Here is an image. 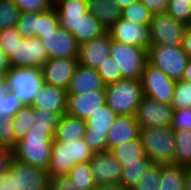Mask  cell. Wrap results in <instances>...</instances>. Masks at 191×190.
<instances>
[{
    "instance_id": "cell-1",
    "label": "cell",
    "mask_w": 191,
    "mask_h": 190,
    "mask_svg": "<svg viewBox=\"0 0 191 190\" xmlns=\"http://www.w3.org/2000/svg\"><path fill=\"white\" fill-rule=\"evenodd\" d=\"M53 144V135L45 128L31 127L25 137L18 141L12 150V157L48 170L51 148Z\"/></svg>"
},
{
    "instance_id": "cell-2",
    "label": "cell",
    "mask_w": 191,
    "mask_h": 190,
    "mask_svg": "<svg viewBox=\"0 0 191 190\" xmlns=\"http://www.w3.org/2000/svg\"><path fill=\"white\" fill-rule=\"evenodd\" d=\"M94 152L85 139L79 141H56L53 139L49 163V177L68 175L77 163L90 162Z\"/></svg>"
},
{
    "instance_id": "cell-3",
    "label": "cell",
    "mask_w": 191,
    "mask_h": 190,
    "mask_svg": "<svg viewBox=\"0 0 191 190\" xmlns=\"http://www.w3.org/2000/svg\"><path fill=\"white\" fill-rule=\"evenodd\" d=\"M139 137L146 156L156 164H173L175 137L171 126L140 128Z\"/></svg>"
},
{
    "instance_id": "cell-4",
    "label": "cell",
    "mask_w": 191,
    "mask_h": 190,
    "mask_svg": "<svg viewBox=\"0 0 191 190\" xmlns=\"http://www.w3.org/2000/svg\"><path fill=\"white\" fill-rule=\"evenodd\" d=\"M106 104L117 115H134L143 97L141 80L122 79L105 86Z\"/></svg>"
},
{
    "instance_id": "cell-5",
    "label": "cell",
    "mask_w": 191,
    "mask_h": 190,
    "mask_svg": "<svg viewBox=\"0 0 191 190\" xmlns=\"http://www.w3.org/2000/svg\"><path fill=\"white\" fill-rule=\"evenodd\" d=\"M10 190H49V172L12 157L8 170L2 175Z\"/></svg>"
},
{
    "instance_id": "cell-6",
    "label": "cell",
    "mask_w": 191,
    "mask_h": 190,
    "mask_svg": "<svg viewBox=\"0 0 191 190\" xmlns=\"http://www.w3.org/2000/svg\"><path fill=\"white\" fill-rule=\"evenodd\" d=\"M44 84L41 68H14L6 73V85L24 106H31Z\"/></svg>"
},
{
    "instance_id": "cell-7",
    "label": "cell",
    "mask_w": 191,
    "mask_h": 190,
    "mask_svg": "<svg viewBox=\"0 0 191 190\" xmlns=\"http://www.w3.org/2000/svg\"><path fill=\"white\" fill-rule=\"evenodd\" d=\"M188 60L182 46L151 45L148 51V62L175 81L182 79Z\"/></svg>"
},
{
    "instance_id": "cell-8",
    "label": "cell",
    "mask_w": 191,
    "mask_h": 190,
    "mask_svg": "<svg viewBox=\"0 0 191 190\" xmlns=\"http://www.w3.org/2000/svg\"><path fill=\"white\" fill-rule=\"evenodd\" d=\"M110 57L118 64L122 79L140 80L148 62V51L112 40Z\"/></svg>"
},
{
    "instance_id": "cell-9",
    "label": "cell",
    "mask_w": 191,
    "mask_h": 190,
    "mask_svg": "<svg viewBox=\"0 0 191 190\" xmlns=\"http://www.w3.org/2000/svg\"><path fill=\"white\" fill-rule=\"evenodd\" d=\"M143 96L160 103L171 104L176 81L147 62L141 76Z\"/></svg>"
},
{
    "instance_id": "cell-10",
    "label": "cell",
    "mask_w": 191,
    "mask_h": 190,
    "mask_svg": "<svg viewBox=\"0 0 191 190\" xmlns=\"http://www.w3.org/2000/svg\"><path fill=\"white\" fill-rule=\"evenodd\" d=\"M117 116L105 104L86 120L87 131L84 139L94 153L107 151L108 131L111 129Z\"/></svg>"
},
{
    "instance_id": "cell-11",
    "label": "cell",
    "mask_w": 191,
    "mask_h": 190,
    "mask_svg": "<svg viewBox=\"0 0 191 190\" xmlns=\"http://www.w3.org/2000/svg\"><path fill=\"white\" fill-rule=\"evenodd\" d=\"M186 27L166 12L152 14L150 21L152 45L181 46Z\"/></svg>"
},
{
    "instance_id": "cell-12",
    "label": "cell",
    "mask_w": 191,
    "mask_h": 190,
    "mask_svg": "<svg viewBox=\"0 0 191 190\" xmlns=\"http://www.w3.org/2000/svg\"><path fill=\"white\" fill-rule=\"evenodd\" d=\"M11 67L42 68L49 56L39 38L22 39L13 52L8 55Z\"/></svg>"
},
{
    "instance_id": "cell-13",
    "label": "cell",
    "mask_w": 191,
    "mask_h": 190,
    "mask_svg": "<svg viewBox=\"0 0 191 190\" xmlns=\"http://www.w3.org/2000/svg\"><path fill=\"white\" fill-rule=\"evenodd\" d=\"M107 33L114 41L141 47L146 51H149L152 45L150 25L133 24L120 18L109 28Z\"/></svg>"
},
{
    "instance_id": "cell-14",
    "label": "cell",
    "mask_w": 191,
    "mask_h": 190,
    "mask_svg": "<svg viewBox=\"0 0 191 190\" xmlns=\"http://www.w3.org/2000/svg\"><path fill=\"white\" fill-rule=\"evenodd\" d=\"M171 104L160 103L143 96L135 114L140 128L171 126L173 118Z\"/></svg>"
},
{
    "instance_id": "cell-15",
    "label": "cell",
    "mask_w": 191,
    "mask_h": 190,
    "mask_svg": "<svg viewBox=\"0 0 191 190\" xmlns=\"http://www.w3.org/2000/svg\"><path fill=\"white\" fill-rule=\"evenodd\" d=\"M77 65V58H49L41 68L44 83L67 90Z\"/></svg>"
},
{
    "instance_id": "cell-16",
    "label": "cell",
    "mask_w": 191,
    "mask_h": 190,
    "mask_svg": "<svg viewBox=\"0 0 191 190\" xmlns=\"http://www.w3.org/2000/svg\"><path fill=\"white\" fill-rule=\"evenodd\" d=\"M105 104V90L91 91L84 94H67L66 113L87 120Z\"/></svg>"
},
{
    "instance_id": "cell-17",
    "label": "cell",
    "mask_w": 191,
    "mask_h": 190,
    "mask_svg": "<svg viewBox=\"0 0 191 190\" xmlns=\"http://www.w3.org/2000/svg\"><path fill=\"white\" fill-rule=\"evenodd\" d=\"M90 168L96 185L120 183L123 167L109 151L95 152Z\"/></svg>"
},
{
    "instance_id": "cell-18",
    "label": "cell",
    "mask_w": 191,
    "mask_h": 190,
    "mask_svg": "<svg viewBox=\"0 0 191 190\" xmlns=\"http://www.w3.org/2000/svg\"><path fill=\"white\" fill-rule=\"evenodd\" d=\"M112 39L108 33L78 45L77 61L81 66L98 69L110 56Z\"/></svg>"
},
{
    "instance_id": "cell-19",
    "label": "cell",
    "mask_w": 191,
    "mask_h": 190,
    "mask_svg": "<svg viewBox=\"0 0 191 190\" xmlns=\"http://www.w3.org/2000/svg\"><path fill=\"white\" fill-rule=\"evenodd\" d=\"M49 58H77L78 43L75 37L65 29L45 34L40 38Z\"/></svg>"
},
{
    "instance_id": "cell-20",
    "label": "cell",
    "mask_w": 191,
    "mask_h": 190,
    "mask_svg": "<svg viewBox=\"0 0 191 190\" xmlns=\"http://www.w3.org/2000/svg\"><path fill=\"white\" fill-rule=\"evenodd\" d=\"M60 28L70 34L78 32V23L88 13L87 0H53Z\"/></svg>"
},
{
    "instance_id": "cell-21",
    "label": "cell",
    "mask_w": 191,
    "mask_h": 190,
    "mask_svg": "<svg viewBox=\"0 0 191 190\" xmlns=\"http://www.w3.org/2000/svg\"><path fill=\"white\" fill-rule=\"evenodd\" d=\"M67 90L44 83L38 91L31 106L34 109H43L61 116L66 113Z\"/></svg>"
},
{
    "instance_id": "cell-22",
    "label": "cell",
    "mask_w": 191,
    "mask_h": 190,
    "mask_svg": "<svg viewBox=\"0 0 191 190\" xmlns=\"http://www.w3.org/2000/svg\"><path fill=\"white\" fill-rule=\"evenodd\" d=\"M140 127L134 115H118L108 131L107 151L139 137Z\"/></svg>"
},
{
    "instance_id": "cell-23",
    "label": "cell",
    "mask_w": 191,
    "mask_h": 190,
    "mask_svg": "<svg viewBox=\"0 0 191 190\" xmlns=\"http://www.w3.org/2000/svg\"><path fill=\"white\" fill-rule=\"evenodd\" d=\"M97 90H105L97 70L78 64L67 89L68 94H84Z\"/></svg>"
},
{
    "instance_id": "cell-24",
    "label": "cell",
    "mask_w": 191,
    "mask_h": 190,
    "mask_svg": "<svg viewBox=\"0 0 191 190\" xmlns=\"http://www.w3.org/2000/svg\"><path fill=\"white\" fill-rule=\"evenodd\" d=\"M86 131V120L65 113L60 117L53 139L66 143L69 141H79L84 139Z\"/></svg>"
},
{
    "instance_id": "cell-25",
    "label": "cell",
    "mask_w": 191,
    "mask_h": 190,
    "mask_svg": "<svg viewBox=\"0 0 191 190\" xmlns=\"http://www.w3.org/2000/svg\"><path fill=\"white\" fill-rule=\"evenodd\" d=\"M87 7L106 31L121 18L122 9L114 0H87Z\"/></svg>"
},
{
    "instance_id": "cell-26",
    "label": "cell",
    "mask_w": 191,
    "mask_h": 190,
    "mask_svg": "<svg viewBox=\"0 0 191 190\" xmlns=\"http://www.w3.org/2000/svg\"><path fill=\"white\" fill-rule=\"evenodd\" d=\"M109 152L122 167L132 163H140L146 157L140 137L124 144L114 146Z\"/></svg>"
},
{
    "instance_id": "cell-27",
    "label": "cell",
    "mask_w": 191,
    "mask_h": 190,
    "mask_svg": "<svg viewBox=\"0 0 191 190\" xmlns=\"http://www.w3.org/2000/svg\"><path fill=\"white\" fill-rule=\"evenodd\" d=\"M186 168L173 164H161L158 190H184Z\"/></svg>"
},
{
    "instance_id": "cell-28",
    "label": "cell",
    "mask_w": 191,
    "mask_h": 190,
    "mask_svg": "<svg viewBox=\"0 0 191 190\" xmlns=\"http://www.w3.org/2000/svg\"><path fill=\"white\" fill-rule=\"evenodd\" d=\"M105 33H107V31L102 24L88 12L79 20L78 32H75L73 36L78 45H81L92 39L99 38Z\"/></svg>"
},
{
    "instance_id": "cell-29",
    "label": "cell",
    "mask_w": 191,
    "mask_h": 190,
    "mask_svg": "<svg viewBox=\"0 0 191 190\" xmlns=\"http://www.w3.org/2000/svg\"><path fill=\"white\" fill-rule=\"evenodd\" d=\"M175 152L173 165L191 169V130L174 132Z\"/></svg>"
},
{
    "instance_id": "cell-30",
    "label": "cell",
    "mask_w": 191,
    "mask_h": 190,
    "mask_svg": "<svg viewBox=\"0 0 191 190\" xmlns=\"http://www.w3.org/2000/svg\"><path fill=\"white\" fill-rule=\"evenodd\" d=\"M152 164L153 162L146 156L140 163H132L124 166L122 168L120 184L128 190H133Z\"/></svg>"
},
{
    "instance_id": "cell-31",
    "label": "cell",
    "mask_w": 191,
    "mask_h": 190,
    "mask_svg": "<svg viewBox=\"0 0 191 190\" xmlns=\"http://www.w3.org/2000/svg\"><path fill=\"white\" fill-rule=\"evenodd\" d=\"M68 176L76 186V190H91L97 187L90 168V162L75 164Z\"/></svg>"
},
{
    "instance_id": "cell-32",
    "label": "cell",
    "mask_w": 191,
    "mask_h": 190,
    "mask_svg": "<svg viewBox=\"0 0 191 190\" xmlns=\"http://www.w3.org/2000/svg\"><path fill=\"white\" fill-rule=\"evenodd\" d=\"M34 118V108L32 106H23L16 113L13 117L16 142L22 140L35 124Z\"/></svg>"
},
{
    "instance_id": "cell-33",
    "label": "cell",
    "mask_w": 191,
    "mask_h": 190,
    "mask_svg": "<svg viewBox=\"0 0 191 190\" xmlns=\"http://www.w3.org/2000/svg\"><path fill=\"white\" fill-rule=\"evenodd\" d=\"M59 28V18L54 7L38 14L36 38H44L45 34L56 32Z\"/></svg>"
},
{
    "instance_id": "cell-34",
    "label": "cell",
    "mask_w": 191,
    "mask_h": 190,
    "mask_svg": "<svg viewBox=\"0 0 191 190\" xmlns=\"http://www.w3.org/2000/svg\"><path fill=\"white\" fill-rule=\"evenodd\" d=\"M121 18L133 24L150 25L152 13L140 1H137L122 10Z\"/></svg>"
},
{
    "instance_id": "cell-35",
    "label": "cell",
    "mask_w": 191,
    "mask_h": 190,
    "mask_svg": "<svg viewBox=\"0 0 191 190\" xmlns=\"http://www.w3.org/2000/svg\"><path fill=\"white\" fill-rule=\"evenodd\" d=\"M166 13L186 26H191V3L189 0H168Z\"/></svg>"
},
{
    "instance_id": "cell-36",
    "label": "cell",
    "mask_w": 191,
    "mask_h": 190,
    "mask_svg": "<svg viewBox=\"0 0 191 190\" xmlns=\"http://www.w3.org/2000/svg\"><path fill=\"white\" fill-rule=\"evenodd\" d=\"M21 11L12 0H0V30L16 27Z\"/></svg>"
},
{
    "instance_id": "cell-37",
    "label": "cell",
    "mask_w": 191,
    "mask_h": 190,
    "mask_svg": "<svg viewBox=\"0 0 191 190\" xmlns=\"http://www.w3.org/2000/svg\"><path fill=\"white\" fill-rule=\"evenodd\" d=\"M171 106L174 110L191 108V82L176 80Z\"/></svg>"
},
{
    "instance_id": "cell-38",
    "label": "cell",
    "mask_w": 191,
    "mask_h": 190,
    "mask_svg": "<svg viewBox=\"0 0 191 190\" xmlns=\"http://www.w3.org/2000/svg\"><path fill=\"white\" fill-rule=\"evenodd\" d=\"M97 72L101 76L105 86L122 80L121 70L118 64L110 56L105 59L103 63H101L100 67L97 69Z\"/></svg>"
},
{
    "instance_id": "cell-39",
    "label": "cell",
    "mask_w": 191,
    "mask_h": 190,
    "mask_svg": "<svg viewBox=\"0 0 191 190\" xmlns=\"http://www.w3.org/2000/svg\"><path fill=\"white\" fill-rule=\"evenodd\" d=\"M34 125L32 127H40L48 130L53 136L58 126L61 115L43 109H34Z\"/></svg>"
},
{
    "instance_id": "cell-40",
    "label": "cell",
    "mask_w": 191,
    "mask_h": 190,
    "mask_svg": "<svg viewBox=\"0 0 191 190\" xmlns=\"http://www.w3.org/2000/svg\"><path fill=\"white\" fill-rule=\"evenodd\" d=\"M38 14V12L21 13L16 28L24 39L36 38Z\"/></svg>"
},
{
    "instance_id": "cell-41",
    "label": "cell",
    "mask_w": 191,
    "mask_h": 190,
    "mask_svg": "<svg viewBox=\"0 0 191 190\" xmlns=\"http://www.w3.org/2000/svg\"><path fill=\"white\" fill-rule=\"evenodd\" d=\"M16 143L13 118L0 117V147L12 151Z\"/></svg>"
},
{
    "instance_id": "cell-42",
    "label": "cell",
    "mask_w": 191,
    "mask_h": 190,
    "mask_svg": "<svg viewBox=\"0 0 191 190\" xmlns=\"http://www.w3.org/2000/svg\"><path fill=\"white\" fill-rule=\"evenodd\" d=\"M161 164L153 163L133 190H158Z\"/></svg>"
},
{
    "instance_id": "cell-43",
    "label": "cell",
    "mask_w": 191,
    "mask_h": 190,
    "mask_svg": "<svg viewBox=\"0 0 191 190\" xmlns=\"http://www.w3.org/2000/svg\"><path fill=\"white\" fill-rule=\"evenodd\" d=\"M21 13L44 12L53 7V0H12Z\"/></svg>"
},
{
    "instance_id": "cell-44",
    "label": "cell",
    "mask_w": 191,
    "mask_h": 190,
    "mask_svg": "<svg viewBox=\"0 0 191 190\" xmlns=\"http://www.w3.org/2000/svg\"><path fill=\"white\" fill-rule=\"evenodd\" d=\"M22 39L16 27L0 30V46L7 56L13 52Z\"/></svg>"
},
{
    "instance_id": "cell-45",
    "label": "cell",
    "mask_w": 191,
    "mask_h": 190,
    "mask_svg": "<svg viewBox=\"0 0 191 190\" xmlns=\"http://www.w3.org/2000/svg\"><path fill=\"white\" fill-rule=\"evenodd\" d=\"M24 105L11 91H7L5 98H0V117L13 118Z\"/></svg>"
},
{
    "instance_id": "cell-46",
    "label": "cell",
    "mask_w": 191,
    "mask_h": 190,
    "mask_svg": "<svg viewBox=\"0 0 191 190\" xmlns=\"http://www.w3.org/2000/svg\"><path fill=\"white\" fill-rule=\"evenodd\" d=\"M171 128L174 132L191 130V108L174 110Z\"/></svg>"
},
{
    "instance_id": "cell-47",
    "label": "cell",
    "mask_w": 191,
    "mask_h": 190,
    "mask_svg": "<svg viewBox=\"0 0 191 190\" xmlns=\"http://www.w3.org/2000/svg\"><path fill=\"white\" fill-rule=\"evenodd\" d=\"M49 190H76L68 175L50 177Z\"/></svg>"
},
{
    "instance_id": "cell-48",
    "label": "cell",
    "mask_w": 191,
    "mask_h": 190,
    "mask_svg": "<svg viewBox=\"0 0 191 190\" xmlns=\"http://www.w3.org/2000/svg\"><path fill=\"white\" fill-rule=\"evenodd\" d=\"M152 14L165 13L168 0H139Z\"/></svg>"
},
{
    "instance_id": "cell-49",
    "label": "cell",
    "mask_w": 191,
    "mask_h": 190,
    "mask_svg": "<svg viewBox=\"0 0 191 190\" xmlns=\"http://www.w3.org/2000/svg\"><path fill=\"white\" fill-rule=\"evenodd\" d=\"M12 151L0 147V177L8 170Z\"/></svg>"
},
{
    "instance_id": "cell-50",
    "label": "cell",
    "mask_w": 191,
    "mask_h": 190,
    "mask_svg": "<svg viewBox=\"0 0 191 190\" xmlns=\"http://www.w3.org/2000/svg\"><path fill=\"white\" fill-rule=\"evenodd\" d=\"M181 46L188 57L191 58V26L185 28Z\"/></svg>"
},
{
    "instance_id": "cell-51",
    "label": "cell",
    "mask_w": 191,
    "mask_h": 190,
    "mask_svg": "<svg viewBox=\"0 0 191 190\" xmlns=\"http://www.w3.org/2000/svg\"><path fill=\"white\" fill-rule=\"evenodd\" d=\"M11 68L9 58L0 46V72L7 73Z\"/></svg>"
},
{
    "instance_id": "cell-52",
    "label": "cell",
    "mask_w": 191,
    "mask_h": 190,
    "mask_svg": "<svg viewBox=\"0 0 191 190\" xmlns=\"http://www.w3.org/2000/svg\"><path fill=\"white\" fill-rule=\"evenodd\" d=\"M95 190H128L120 183L113 184H101L96 187Z\"/></svg>"
},
{
    "instance_id": "cell-53",
    "label": "cell",
    "mask_w": 191,
    "mask_h": 190,
    "mask_svg": "<svg viewBox=\"0 0 191 190\" xmlns=\"http://www.w3.org/2000/svg\"><path fill=\"white\" fill-rule=\"evenodd\" d=\"M7 91L6 73L0 72V98H5Z\"/></svg>"
},
{
    "instance_id": "cell-54",
    "label": "cell",
    "mask_w": 191,
    "mask_h": 190,
    "mask_svg": "<svg viewBox=\"0 0 191 190\" xmlns=\"http://www.w3.org/2000/svg\"><path fill=\"white\" fill-rule=\"evenodd\" d=\"M182 80L191 82V58H189L187 65L184 69Z\"/></svg>"
},
{
    "instance_id": "cell-55",
    "label": "cell",
    "mask_w": 191,
    "mask_h": 190,
    "mask_svg": "<svg viewBox=\"0 0 191 190\" xmlns=\"http://www.w3.org/2000/svg\"><path fill=\"white\" fill-rule=\"evenodd\" d=\"M139 0H114V2L123 10L129 5L137 2Z\"/></svg>"
},
{
    "instance_id": "cell-56",
    "label": "cell",
    "mask_w": 191,
    "mask_h": 190,
    "mask_svg": "<svg viewBox=\"0 0 191 190\" xmlns=\"http://www.w3.org/2000/svg\"><path fill=\"white\" fill-rule=\"evenodd\" d=\"M184 190H191V169L186 168Z\"/></svg>"
},
{
    "instance_id": "cell-57",
    "label": "cell",
    "mask_w": 191,
    "mask_h": 190,
    "mask_svg": "<svg viewBox=\"0 0 191 190\" xmlns=\"http://www.w3.org/2000/svg\"><path fill=\"white\" fill-rule=\"evenodd\" d=\"M0 190H10L9 181L6 180L3 176L0 177Z\"/></svg>"
}]
</instances>
